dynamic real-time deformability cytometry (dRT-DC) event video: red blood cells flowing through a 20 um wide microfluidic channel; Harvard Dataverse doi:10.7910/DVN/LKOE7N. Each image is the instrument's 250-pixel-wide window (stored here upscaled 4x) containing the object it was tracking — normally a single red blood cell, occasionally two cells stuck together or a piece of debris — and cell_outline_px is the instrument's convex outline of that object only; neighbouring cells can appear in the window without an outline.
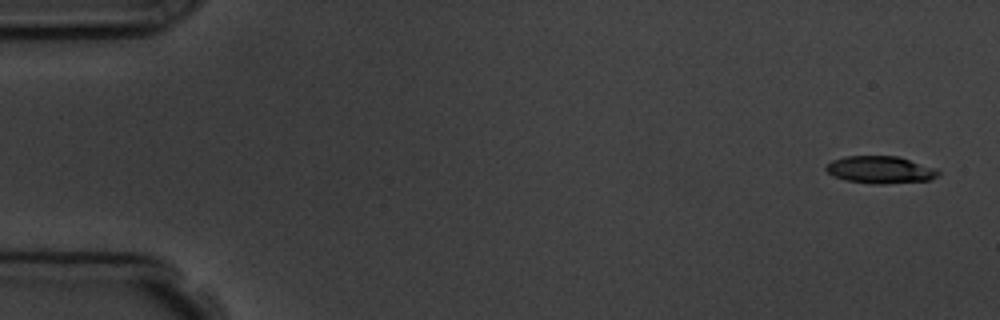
{"species": "common noctule bat (a hibernating species)", "species_latin": "Nyctalus noctula", "temperature_condition": "room temperature", "stored_images_in_passage": 5, "segment_of_instrument_passage": [2, 2], "camera_frame_rate_fps": 3000, "um_per_image_px": 0.085, "animal": {"sex": "male", "body_mass_g": 19.5, "forearm_length_mm": 54.6}, "frame": {"image": 1, "passage_image": 5, "time_ms": 4.667, "image_size_px": [1000, 320], "cell_outline_px": [[940, 172], [936, 176], [928, 180], [884, 184], [872, 184], [844, 180], [832, 176], [824, 168], [832, 160], [844, 156], [900, 156], [936, 168]], "centroid_in_image_um": [74.8, 14.42], "position_along_channel_um": 10.2, "area_um2": 17.98}}